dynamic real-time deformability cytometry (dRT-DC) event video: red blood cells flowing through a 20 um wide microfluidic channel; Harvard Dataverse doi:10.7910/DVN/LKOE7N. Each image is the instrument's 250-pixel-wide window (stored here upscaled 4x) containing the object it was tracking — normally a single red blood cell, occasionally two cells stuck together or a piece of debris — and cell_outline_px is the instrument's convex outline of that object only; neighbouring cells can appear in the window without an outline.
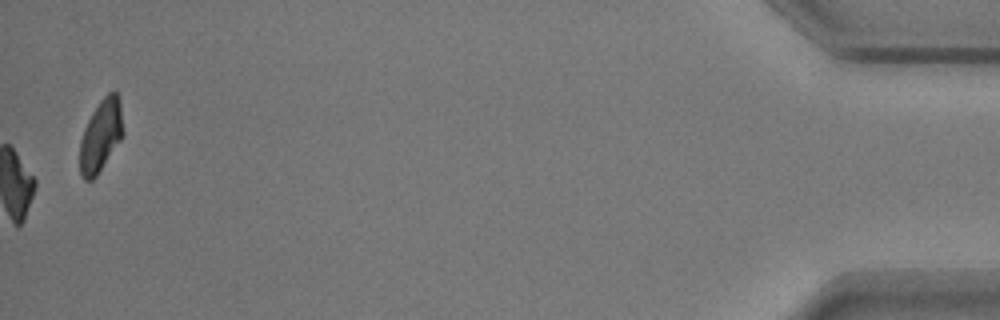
{"species": "common noctule bat (a hibernating species)", "species_latin": "Nyctalus noctula", "temperature_condition": "warm", "stored_images_in_passage": 48, "camera_frame_rate_fps": 3000, "um_per_image_px": 0.085, "animal": {"sex": "male", "body_mass_g": 17.9}, "frame": {"image": 1, "passage_image": 48, "time_ms": 15.667, "image_size_px": [1000, 320], "cell_outline_px": [[124, 132], [120, 140], [96, 176], [92, 180], [84, 180], [80, 172], [80, 140], [84, 128], [92, 112], [100, 100], [108, 92], [116, 92], [120, 104]], "centroid_in_image_um": [8.56, 11.52], "position_along_channel_um": 426.6, "area_um2": 17.92}, "authors_computed_cell_mechanics": {"area_um2": 16.7042, "velocity_mm_per_s": 3.7397, "shape_relaxation_time_tau1_ms": 2.2017, "shape_relaxation_time_tau2_ms": 5.6622, "deformation_change_tau1": 0.156, "deformation_change_tau2": 0.1623}}